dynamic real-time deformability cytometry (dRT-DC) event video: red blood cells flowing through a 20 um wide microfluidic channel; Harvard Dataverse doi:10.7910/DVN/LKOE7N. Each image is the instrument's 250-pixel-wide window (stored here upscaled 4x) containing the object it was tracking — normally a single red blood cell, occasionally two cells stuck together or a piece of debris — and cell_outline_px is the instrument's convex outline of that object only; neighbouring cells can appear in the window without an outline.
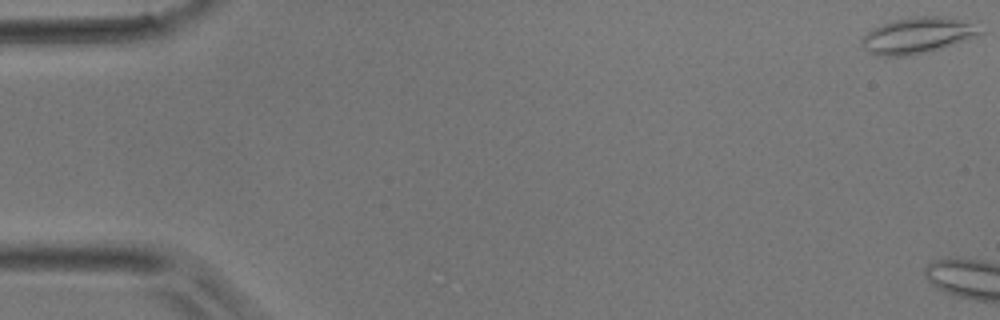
{"species": "common noctule bat (a hibernating species)", "species_latin": "Nyctalus noctula", "temperature_condition": "room temperature", "stored_images_in_passage": 14, "camera_frame_rate_fps": 3000, "um_per_image_px": 0.085, "animal": {"sex": "male", "body_mass_g": 17.9}, "frame": {"image": 1, "passage_image": 1, "time_ms": 0.0, "image_size_px": [1000, 320], "cell_outline_px": [[984, 32], [968, 40], [940, 48], [908, 56], [880, 56], [868, 52], [860, 44], [860, 40], [872, 28], [880, 24], [892, 20], [908, 16], [948, 16], [984, 20]], "centroid_in_image_um": [78.16, 2.95], "position_along_channel_um": 6.8, "area_um2": 26.13}}